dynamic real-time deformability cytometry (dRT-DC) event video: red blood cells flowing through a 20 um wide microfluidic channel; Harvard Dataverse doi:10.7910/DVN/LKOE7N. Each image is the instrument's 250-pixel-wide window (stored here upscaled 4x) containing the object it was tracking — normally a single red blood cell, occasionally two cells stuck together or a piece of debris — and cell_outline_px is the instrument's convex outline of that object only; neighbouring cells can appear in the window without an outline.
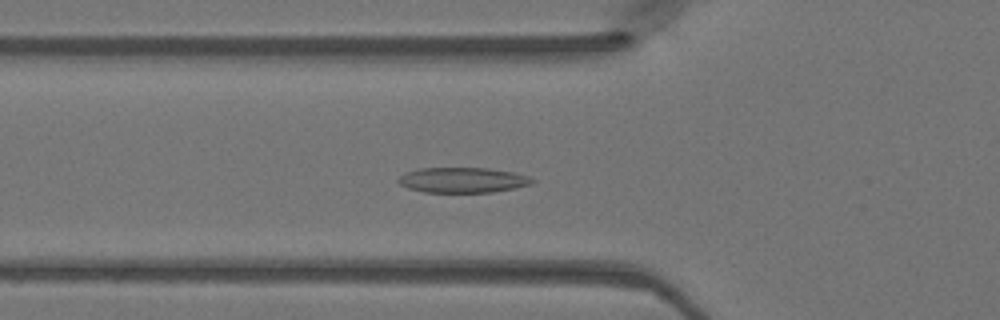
{"species": "Egyptian fruit bat (a non-hibernating species)", "species_latin": "Rousettus aegyptiacus", "temperature_condition": "warm", "stored_images_in_passage": 48, "camera_frame_rate_fps": 3000, "um_per_image_px": 0.085, "animal": {"sex": "female"}, "frame": {"image": 1, "passage_image": 16, "time_ms": 5.0, "image_size_px": [1000, 320], "cell_outline_px": [[536, 180], [532, 184], [492, 192], [424, 192], [408, 188], [400, 184], [396, 180], [404, 172], [420, 168], [488, 168], [512, 172], [528, 176]], "centroid_in_image_um": [39.3, 15.3], "position_along_channel_um": 86.5, "area_um2": 19.65}}
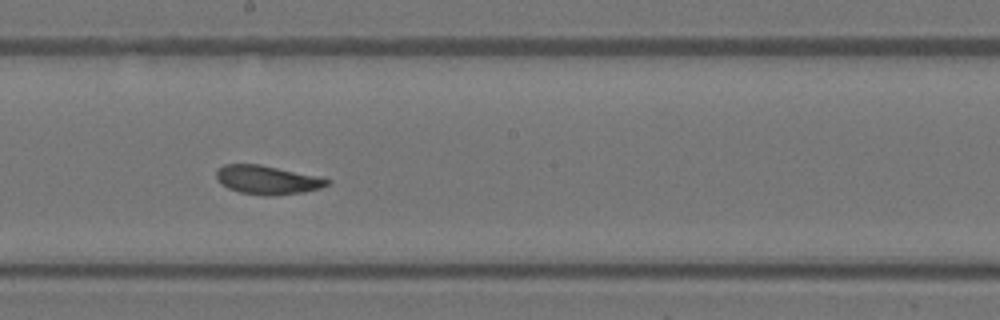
{"frame": {"image": 2, "passage_image": 26, "time_ms": 8.333, "image_size_px": [1000, 320], "cell_outline_px": [[332, 180], [328, 184], [320, 188], [304, 192], [272, 196], [264, 196], [240, 192], [228, 188], [220, 184], [216, 176], [216, 172], [224, 164], [260, 164], [316, 176]], "centroid_in_image_um": [22.7, 15.3], "position_along_channel_um": 225.5, "area_um2": 18.5}}
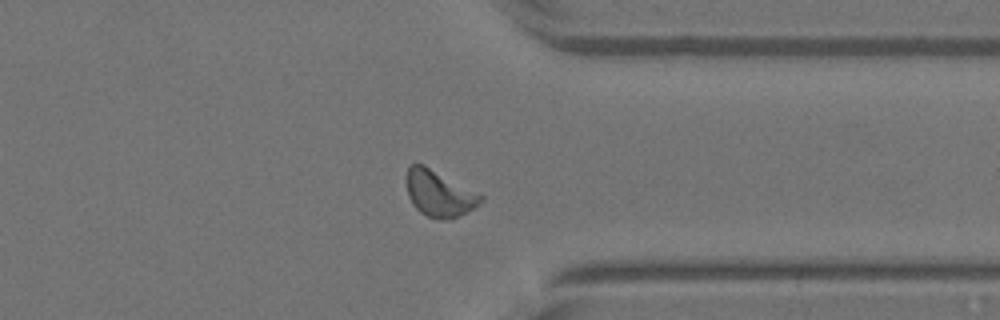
{"frame": {"image": 3, "passage_image": 37, "time_ms": 12.0, "image_size_px": [1000, 320], "cell_outline_px": [[484, 200], [476, 208], [460, 216], [448, 220], [440, 220], [428, 216], [420, 212], [412, 204], [408, 196], [408, 168], [412, 164], [424, 164], [484, 196]], "centroid_in_image_um": [37.37, 16.48], "position_along_channel_um": 374.0, "area_um2": 19.94}}